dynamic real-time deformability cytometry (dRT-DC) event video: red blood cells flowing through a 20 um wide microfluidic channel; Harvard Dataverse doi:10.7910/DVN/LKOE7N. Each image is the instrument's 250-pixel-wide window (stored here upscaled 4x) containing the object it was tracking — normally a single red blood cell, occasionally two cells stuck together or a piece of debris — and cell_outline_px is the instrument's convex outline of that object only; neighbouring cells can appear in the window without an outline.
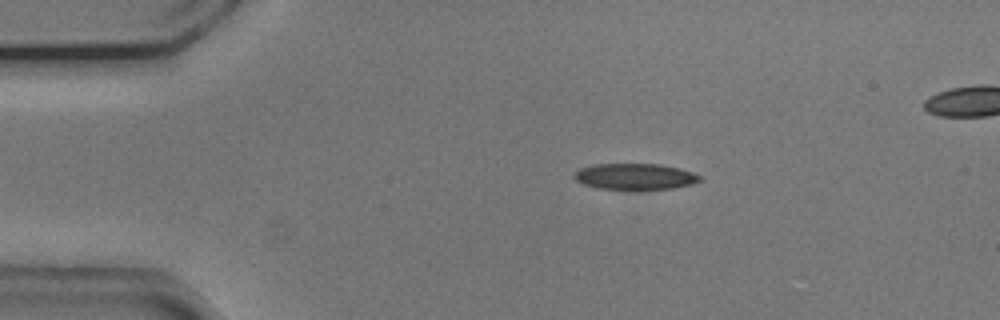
{"species": "common noctule bat (a hibernating species)", "species_latin": "Nyctalus noctula", "temperature_condition": "cold", "stored_images_in_passage": 35, "camera_frame_rate_fps": 3000, "um_per_image_px": 0.085, "animal": {"sex": "male", "body_mass_g": 20.5, "forearm_length_mm": 52.5}, "frame": {"image": 1, "passage_image": 1, "time_ms": 0.0, "image_size_px": [1000, 320], "cell_outline_px": [[704, 180], [692, 184], [672, 188], [636, 192], [596, 188], [584, 184], [576, 180], [576, 172], [580, 168], [592, 164], [660, 164], [680, 168], [692, 172], [700, 176]], "centroid_in_image_um": [54.01, 15.04], "position_along_channel_um": 31.0, "area_um2": 19.83}}
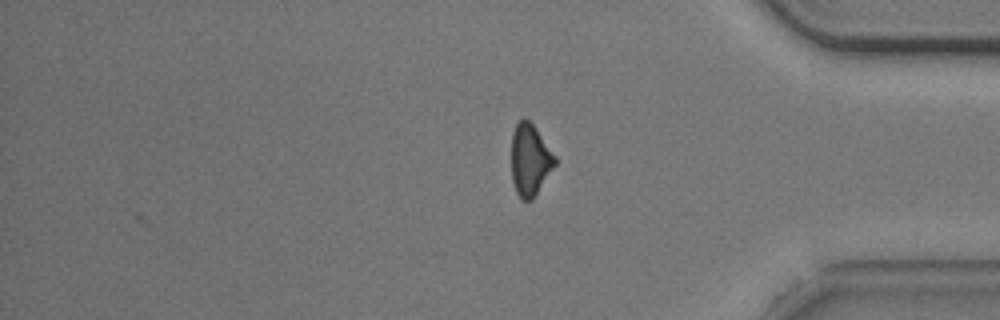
{"frame": {"image": 2, "passage_image": 35, "time_ms": 11.333, "image_size_px": [1000, 320], "cell_outline_px": [[556, 164], [532, 200], [524, 200], [516, 192], [512, 180], [512, 132], [516, 124], [524, 116], [532, 124], [556, 156]], "centroid_in_image_um": [45.04, 13.58], "position_along_channel_um": 390.2, "area_um2": 17.98}, "authors_computed_cell_mechanics": {"area_um2": 20.5768, "velocity_mm_per_s": 3.7535, "shape_relaxation_time_tau1_ms": 5.3012, "shape_relaxation_time_tau2_ms": null, "deformation_change_tau1": 0.1031, "deformation_change_tau2": null}}